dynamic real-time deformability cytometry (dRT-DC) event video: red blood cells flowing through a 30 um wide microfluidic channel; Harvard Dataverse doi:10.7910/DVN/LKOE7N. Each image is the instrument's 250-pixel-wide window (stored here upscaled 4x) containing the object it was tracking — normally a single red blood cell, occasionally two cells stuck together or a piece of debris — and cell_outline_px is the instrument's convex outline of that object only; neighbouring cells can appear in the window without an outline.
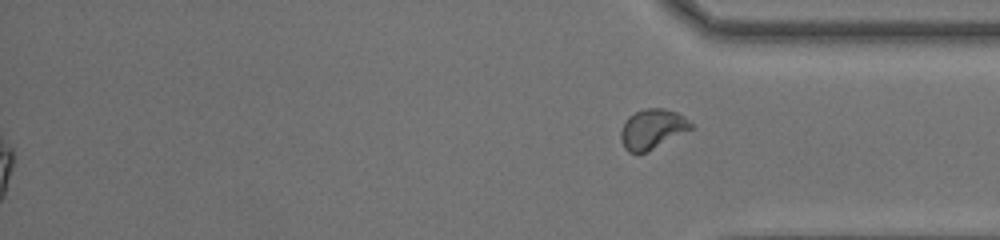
{"species": "common noctule bat (a hibernating species)", "species_latin": "Nyctalus noctula", "temperature_condition": "room temperature", "stored_images_in_passage": 52, "segment_of_instrument_passage": [2, 2], "camera_frame_rate_fps": 3000, "um_per_image_px": 0.085, "animal": {"sex": "female", "body_mass_g": 20.0, "forearm_length_mm": 54.0}, "frame": {"image": 1, "passage_image": 52, "time_ms": 17.0, "image_size_px": [1000, 240], "cell_outline_px": [[692, 128], [648, 152], [628, 152], [624, 148], [620, 140], [620, 132], [624, 120], [628, 116], [644, 108], [660, 108], [676, 112], [688, 120], [692, 124]], "centroid_in_image_um": [55.39, 10.97], "position_along_channel_um": 379.8, "area_um2": 16.18}}